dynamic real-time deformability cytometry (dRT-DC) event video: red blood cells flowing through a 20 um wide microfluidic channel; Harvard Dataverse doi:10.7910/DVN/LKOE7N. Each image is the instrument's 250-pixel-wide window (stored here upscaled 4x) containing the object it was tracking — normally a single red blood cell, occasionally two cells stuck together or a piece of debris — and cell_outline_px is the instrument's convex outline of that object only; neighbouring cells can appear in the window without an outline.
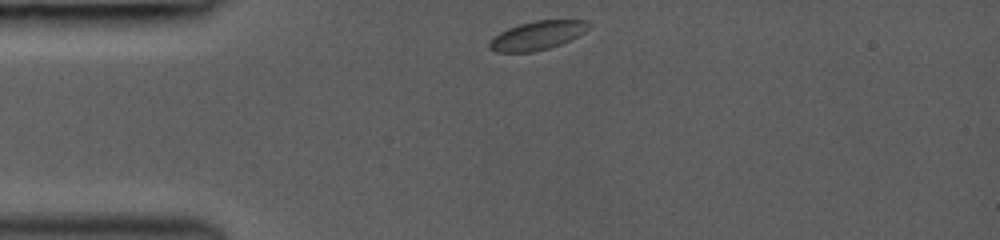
{"species": "common noctule bat (a hibernating species)", "species_latin": "Nyctalus noctula", "temperature_condition": "room temperature", "stored_images_in_passage": 47, "camera_frame_rate_fps": 3000, "um_per_image_px": 0.085, "animal": {"sex": "female", "body_mass_g": 19.0, "forearm_length_mm": 53.3}, "frame": {"image": 1, "passage_image": 1, "time_ms": 0.0, "image_size_px": [1000, 240], "cell_outline_px": [[592, 24], [584, 32], [560, 44], [548, 48], [532, 52], [496, 52], [488, 48], [488, 40], [492, 36], [508, 28], [520, 24], [536, 20], [588, 20]], "centroid_in_image_um": [45.62, 3.01], "position_along_channel_um": 39.4, "area_um2": 16.65}}
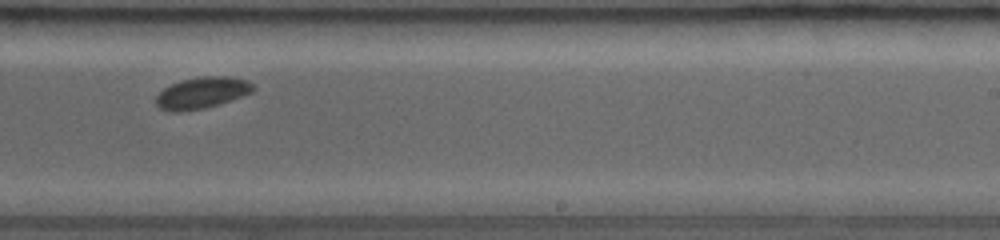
{"frame": {"image": 2, "passage_image": 29, "time_ms": 6.333, "image_size_px": [1000, 240], "cell_outline_px": [[256, 88], [252, 92], [244, 96], [204, 108], [180, 112], [168, 112], [160, 108], [156, 104], [156, 96], [164, 88], [180, 80], [204, 76], [228, 76], [248, 80]], "centroid_in_image_um": [17.17, 7.89], "position_along_channel_um": 271.8, "area_um2": 17.86}}
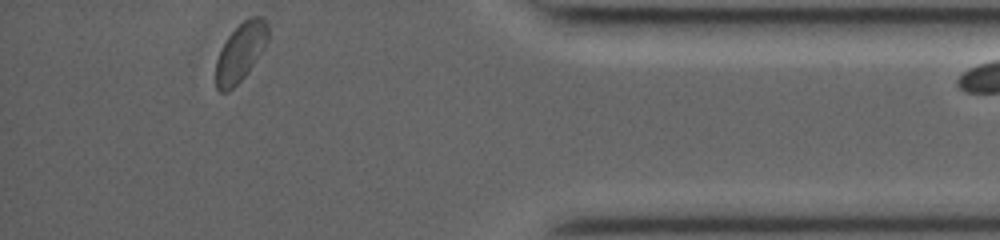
{"frame": {"image": 3, "passage_image": 46, "time_ms": 10.333, "image_size_px": [1000, 240], "cell_outline_px": [[268, 40], [264, 48], [248, 72], [228, 92], [220, 92], [216, 88], [216, 60], [228, 36], [244, 20], [252, 16], [260, 16], [268, 24]], "centroid_in_image_um": [20.45, 4.44], "position_along_channel_um": 414.7, "area_um2": 17.46}}